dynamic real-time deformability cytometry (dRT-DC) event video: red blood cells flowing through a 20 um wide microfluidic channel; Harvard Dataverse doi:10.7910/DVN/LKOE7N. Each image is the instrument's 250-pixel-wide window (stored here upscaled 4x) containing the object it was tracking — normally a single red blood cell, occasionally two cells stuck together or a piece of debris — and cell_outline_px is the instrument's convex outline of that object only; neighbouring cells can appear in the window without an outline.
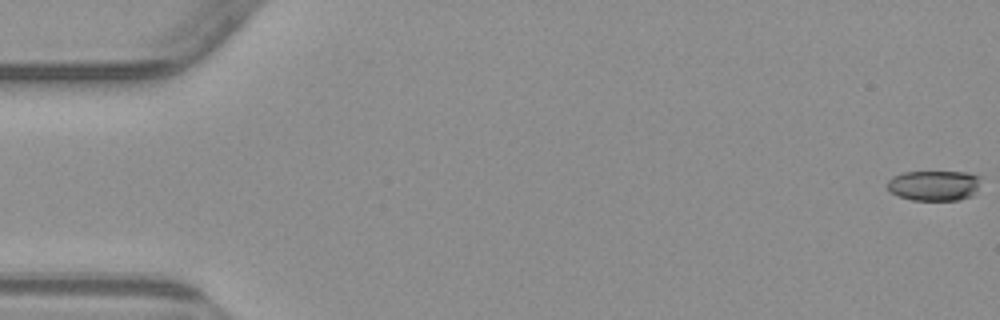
{"species": "common noctule bat (a hibernating species)", "species_latin": "Nyctalus noctula", "temperature_condition": "warm", "stored_images_in_passage": 6, "camera_frame_rate_fps": 3000, "um_per_image_px": 0.085, "animal": {"sex": "male", "body_mass_g": 23.1, "forearm_length_mm": 52.7}, "frame": {"image": 1, "passage_image": 1, "time_ms": 0.0, "image_size_px": [1000, 320], "cell_outline_px": [[980, 176], [976, 188], [972, 196], [960, 200], [912, 200], [888, 192], [888, 180], [892, 176], [904, 172], [968, 172]], "centroid_in_image_um": [79.36, 15.77], "position_along_channel_um": 5.6, "area_um2": 16.47}}
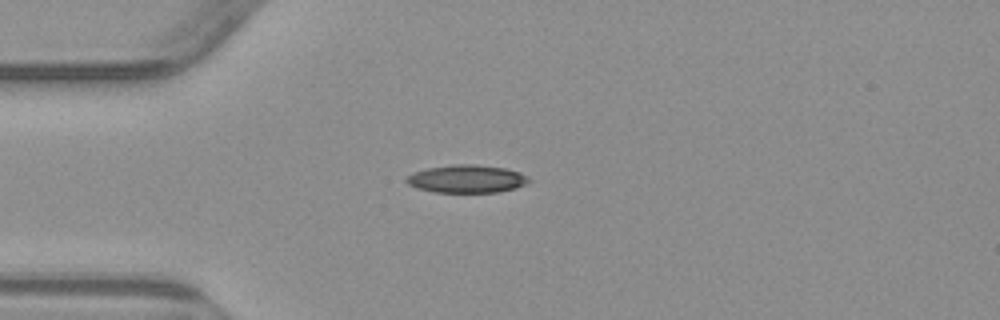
{"frame": {"image": 2, "passage_image": 5, "time_ms": 4.667, "image_size_px": [1000, 320], "cell_outline_px": [[532, 180], [528, 184], [516, 188], [496, 192], [436, 192], [416, 188], [408, 184], [404, 180], [412, 172], [428, 168], [452, 164], [476, 164], [504, 168], [520, 172], [528, 176]], "centroid_in_image_um": [39.69, 15.2], "position_along_channel_um": 45.3, "area_um2": 20.06}}